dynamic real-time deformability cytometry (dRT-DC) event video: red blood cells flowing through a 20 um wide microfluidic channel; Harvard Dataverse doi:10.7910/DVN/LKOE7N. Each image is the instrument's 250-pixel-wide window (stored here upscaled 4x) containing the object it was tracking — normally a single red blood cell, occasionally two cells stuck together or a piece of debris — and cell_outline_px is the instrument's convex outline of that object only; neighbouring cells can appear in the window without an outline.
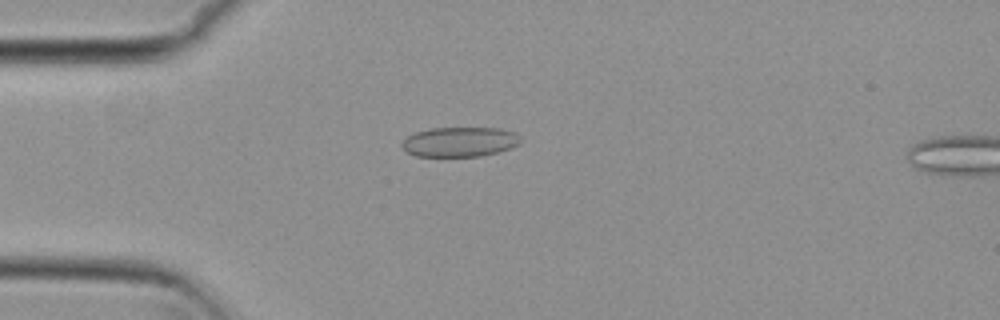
{"species": "common noctule bat (a hibernating species)", "species_latin": "Nyctalus noctula", "temperature_condition": "cold", "stored_images_in_passage": 6, "camera_frame_rate_fps": 3000, "um_per_image_px": 0.085, "animal": {"sex": "female", "body_mass_g": 29.2, "forearm_length_mm": 56.3}, "frame": {"image": 1, "passage_image": 3, "time_ms": 0.667, "image_size_px": [1000, 320], "cell_outline_px": [[520, 144], [512, 148], [480, 156], [416, 156], [408, 152], [400, 144], [408, 136], [416, 132], [432, 128], [500, 128], [516, 132], [520, 140]], "centroid_in_image_um": [39.1, 12.05], "position_along_channel_um": 45.9, "area_um2": 20.46}}